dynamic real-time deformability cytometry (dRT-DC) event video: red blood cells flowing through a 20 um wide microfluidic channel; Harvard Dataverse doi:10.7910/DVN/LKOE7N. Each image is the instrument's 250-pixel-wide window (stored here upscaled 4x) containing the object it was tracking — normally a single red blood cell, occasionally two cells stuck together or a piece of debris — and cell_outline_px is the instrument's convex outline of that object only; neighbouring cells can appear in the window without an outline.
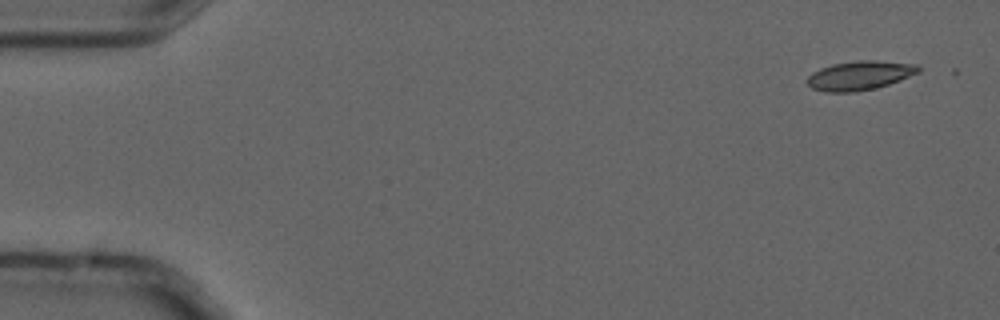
{"species": "common noctule bat (a hibernating species)", "species_latin": "Nyctalus noctula", "temperature_condition": "cold", "stored_images_in_passage": 5, "camera_frame_rate_fps": 3000, "um_per_image_px": 0.085, "animal": {"sex": "male", "forearm_length_mm": 52.5}, "frame": {"image": 1, "passage_image": 1, "time_ms": 0.0, "image_size_px": [1000, 320], "cell_outline_px": [[920, 72], [900, 80], [876, 88], [856, 92], [828, 92], [812, 88], [808, 84], [808, 76], [812, 72], [820, 68], [832, 64], [856, 60], [876, 60], [920, 64]], "centroid_in_image_um": [73.11, 6.4], "position_along_channel_um": 11.9, "area_um2": 19.02}}
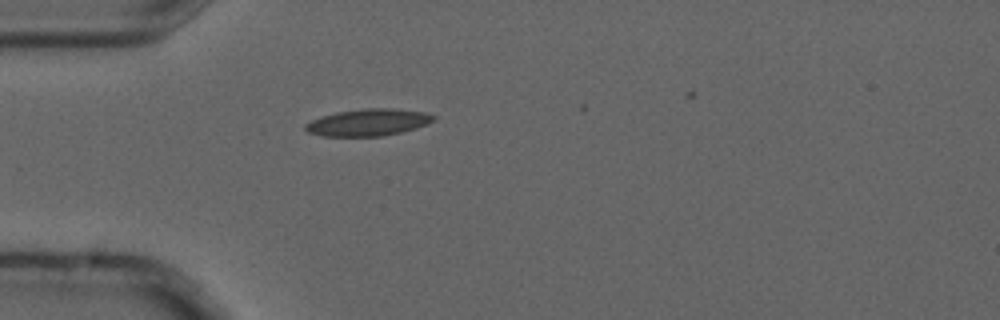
{"frame": {"image": 2, "passage_image": 4, "time_ms": 1.0, "image_size_px": [1000, 320], "cell_outline_px": [[436, 116], [428, 124], [416, 128], [400, 132], [380, 136], [324, 136], [308, 132], [304, 128], [304, 124], [312, 120], [336, 112], [364, 108], [392, 108], [424, 112]], "centroid_in_image_um": [31.29, 10.4], "position_along_channel_um": 53.7, "area_um2": 19.94}}